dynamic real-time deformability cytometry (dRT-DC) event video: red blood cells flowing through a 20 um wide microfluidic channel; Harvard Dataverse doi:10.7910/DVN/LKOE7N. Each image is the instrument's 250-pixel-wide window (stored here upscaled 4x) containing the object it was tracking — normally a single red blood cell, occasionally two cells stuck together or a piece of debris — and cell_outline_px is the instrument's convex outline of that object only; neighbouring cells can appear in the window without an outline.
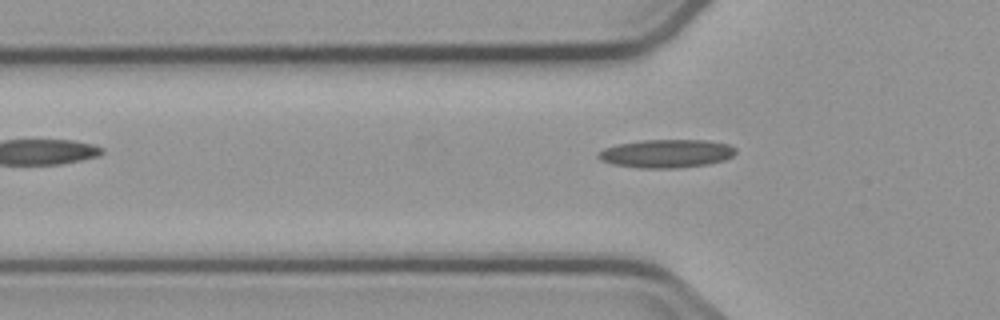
{"species": "common noctule bat (a hibernating species)", "species_latin": "Nyctalus noctula", "temperature_condition": "cold", "stored_images_in_passage": 4, "camera_frame_rate_fps": 3000, "um_per_image_px": 0.085, "animal": {"sex": "male", "body_mass_g": 23.1, "forearm_length_mm": 52.7}, "frame": {"image": 1, "passage_image": 4, "time_ms": 3.667, "image_size_px": [1000, 320], "cell_outline_px": [[736, 152], [732, 156], [724, 160], [708, 164], [676, 168], [640, 168], [612, 164], [600, 160], [596, 156], [604, 148], [620, 144], [644, 140], [708, 140], [728, 144], [736, 148]], "centroid_in_image_um": [56.66, 13.05], "position_along_channel_um": 69.1, "area_um2": 22.6}}